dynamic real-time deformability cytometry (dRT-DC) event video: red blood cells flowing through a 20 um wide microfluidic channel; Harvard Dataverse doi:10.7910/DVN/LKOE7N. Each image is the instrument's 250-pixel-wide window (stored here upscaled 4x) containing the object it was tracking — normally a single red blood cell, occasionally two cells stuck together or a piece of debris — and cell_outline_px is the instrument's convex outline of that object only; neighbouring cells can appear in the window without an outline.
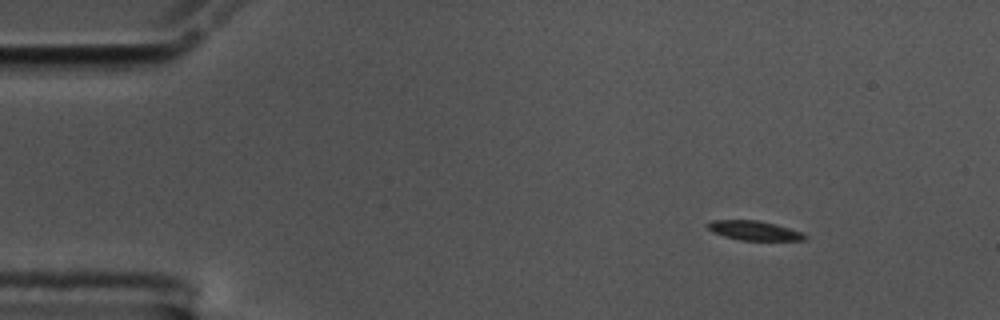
{"species": "common noctule bat (a hibernating species)", "species_latin": "Nyctalus noctula", "temperature_condition": "cold", "stored_images_in_passage": 51, "camera_frame_rate_fps": 3000, "um_per_image_px": 0.085, "animal": {"sex": "male", "body_mass_g": 17.5, "forearm_length_mm": 52.3}, "frame": {"image": 1, "passage_image": 1, "time_ms": 0.0, "image_size_px": [1000, 320], "cell_outline_px": [[808, 236], [804, 240], [740, 240], [724, 236], [712, 232], [704, 224], [712, 220], [760, 220], [776, 224], [800, 232]], "centroid_in_image_um": [64.05, 19.59], "position_along_channel_um": 20.9, "area_um2": 10.98}}
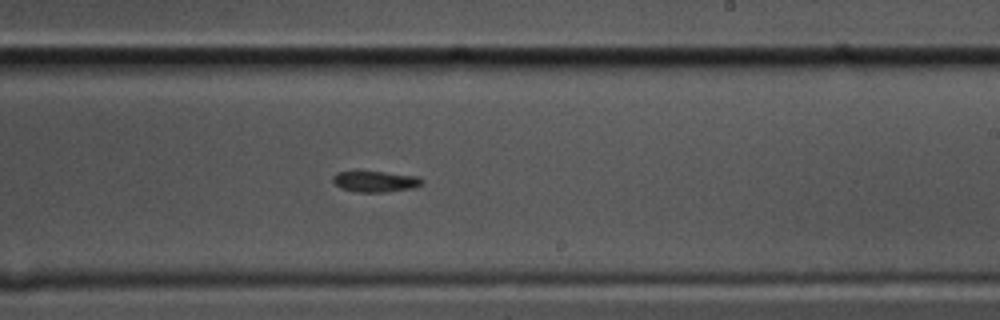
{"frame": {"image": 2, "passage_image": 28, "time_ms": 9.0, "image_size_px": [1000, 320], "cell_outline_px": [[424, 184], [416, 188], [384, 192], [360, 192], [340, 188], [332, 180], [332, 176], [336, 172], [384, 172], [420, 176], [424, 180]], "centroid_in_image_um": [31.98, 15.43], "position_along_channel_um": 257.0, "area_um2": 10.98}}
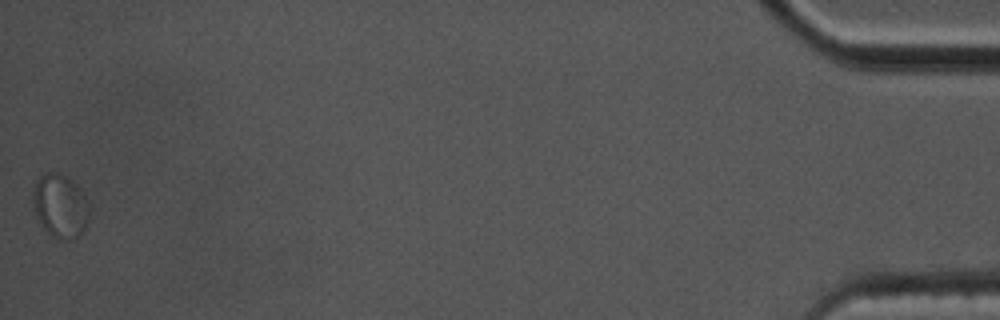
{"frame": {"image": 3, "passage_image": 51, "time_ms": 16.667, "image_size_px": [1000, 320], "cell_outline_px": [[88, 220], [84, 228], [72, 240], [60, 240], [52, 236], [44, 228], [36, 216], [32, 200], [32, 192], [36, 180], [44, 172], [56, 172], [64, 176], [76, 184], [80, 188], [88, 200]], "centroid_in_image_um": [5.1, 17.49], "position_along_channel_um": 430.1, "area_um2": 20.87}, "authors_computed_cell_mechanics": {"area_um2": 11.5022, "velocity_mm_per_s": 3.5222, "shape_relaxation_time_tau1_ms": 6.1907, "shape_relaxation_time_tau2_ms": null, "deformation_change_tau1": 0.0743, "deformation_change_tau2": null}}